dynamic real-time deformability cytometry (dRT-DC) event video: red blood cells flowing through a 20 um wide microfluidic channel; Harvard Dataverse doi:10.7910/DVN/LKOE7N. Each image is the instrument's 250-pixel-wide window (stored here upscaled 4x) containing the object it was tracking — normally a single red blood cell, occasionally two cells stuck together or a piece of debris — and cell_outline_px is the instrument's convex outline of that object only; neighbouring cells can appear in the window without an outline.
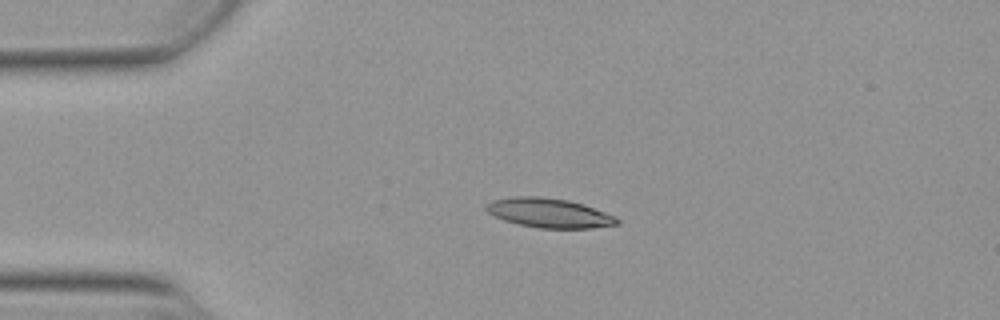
{"species": "Egyptian fruit bat (a non-hibernating species)", "species_latin": "Rousettus aegyptiacus", "temperature_condition": "warm", "stored_images_in_passage": 6, "camera_frame_rate_fps": 3000, "um_per_image_px": 0.085, "animal": {"sex": "female"}, "frame": {"image": 1, "passage_image": 1, "time_ms": 0.0, "image_size_px": [1000, 320], "cell_outline_px": [[620, 224], [592, 228], [540, 228], [520, 224], [504, 220], [488, 212], [484, 208], [484, 204], [492, 200], [512, 196], [540, 196], [568, 200], [584, 204], [616, 216], [620, 220]], "centroid_in_image_um": [46.69, 18.09], "position_along_channel_um": 38.3, "area_um2": 22.54}}